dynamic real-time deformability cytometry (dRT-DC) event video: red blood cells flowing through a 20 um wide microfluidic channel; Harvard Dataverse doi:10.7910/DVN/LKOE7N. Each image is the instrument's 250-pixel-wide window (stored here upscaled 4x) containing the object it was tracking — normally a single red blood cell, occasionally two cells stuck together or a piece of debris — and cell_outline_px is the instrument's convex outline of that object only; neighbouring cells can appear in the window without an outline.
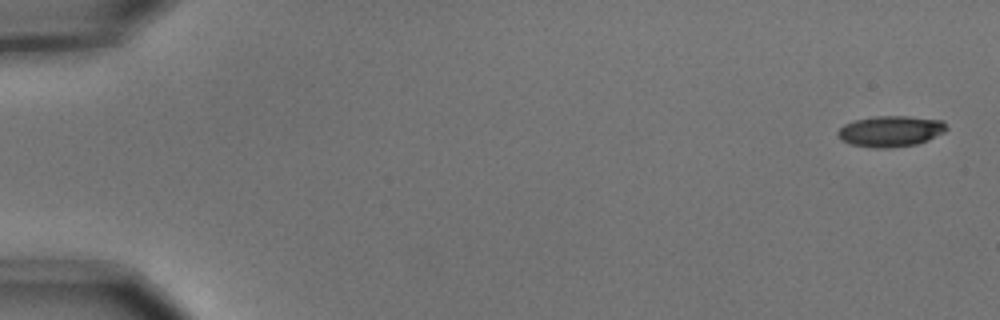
{"species": "common noctule bat (a hibernating species)", "species_latin": "Nyctalus noctula", "temperature_condition": "cold", "stored_images_in_passage": 11, "camera_frame_rate_fps": 3000, "um_per_image_px": 0.085, "animal": {"sex": "male", "body_mass_g": 15.6}, "frame": {"image": 1, "passage_image": 1, "time_ms": 0.0, "image_size_px": [1000, 320], "cell_outline_px": [[948, 128], [944, 132], [928, 140], [916, 144], [884, 148], [876, 148], [852, 144], [840, 140], [836, 136], [836, 132], [844, 124], [856, 120], [876, 116], [908, 116], [944, 120]], "centroid_in_image_um": [75.7, 11.14], "position_along_channel_um": 9.3, "area_um2": 19.59}}
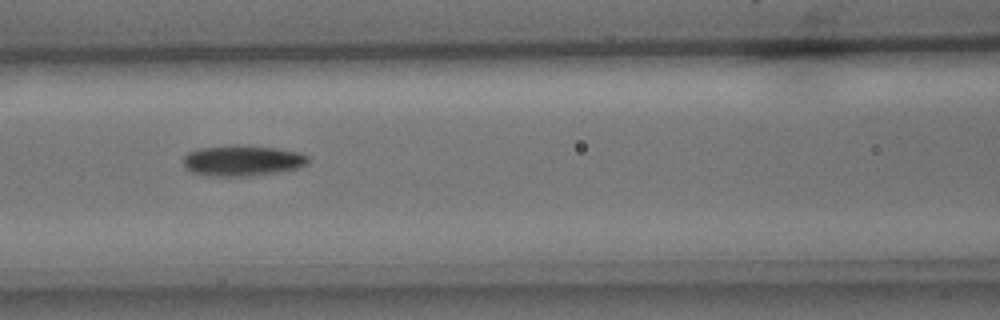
{"frame": {"image": 2, "passage_image": 7, "time_ms": 2.0, "image_size_px": [1000, 320], "cell_outline_px": [[308, 164], [300, 168], [276, 172], [248, 176], [208, 176], [192, 172], [184, 168], [184, 156], [188, 152], [200, 148], [236, 144], [276, 148], [300, 152], [308, 156]], "centroid_in_image_um": [20.6, 13.65], "position_along_channel_um": 146.0, "area_um2": 22.54}}
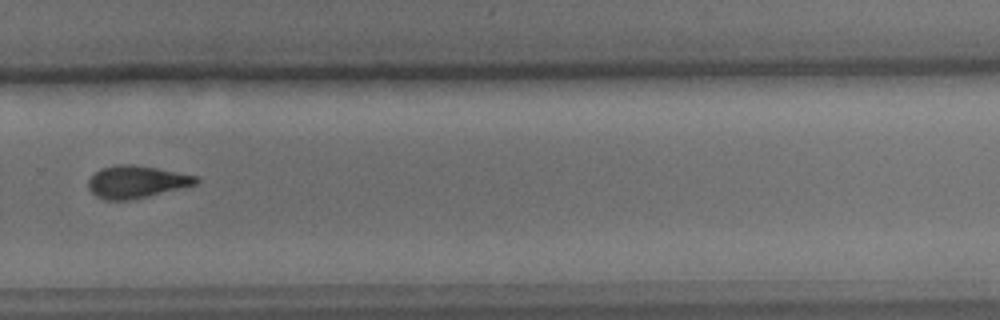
{"frame": {"image": 3, "passage_image": 11, "time_ms": 3.333, "image_size_px": [1000, 320], "cell_outline_px": [[200, 180], [196, 184], [148, 196], [128, 200], [104, 200], [96, 196], [88, 188], [88, 180], [100, 168], [116, 164], [132, 164], [156, 168], [196, 176]], "centroid_in_image_um": [11.55, 15.45], "position_along_channel_um": 318.2, "area_um2": 20.11}}